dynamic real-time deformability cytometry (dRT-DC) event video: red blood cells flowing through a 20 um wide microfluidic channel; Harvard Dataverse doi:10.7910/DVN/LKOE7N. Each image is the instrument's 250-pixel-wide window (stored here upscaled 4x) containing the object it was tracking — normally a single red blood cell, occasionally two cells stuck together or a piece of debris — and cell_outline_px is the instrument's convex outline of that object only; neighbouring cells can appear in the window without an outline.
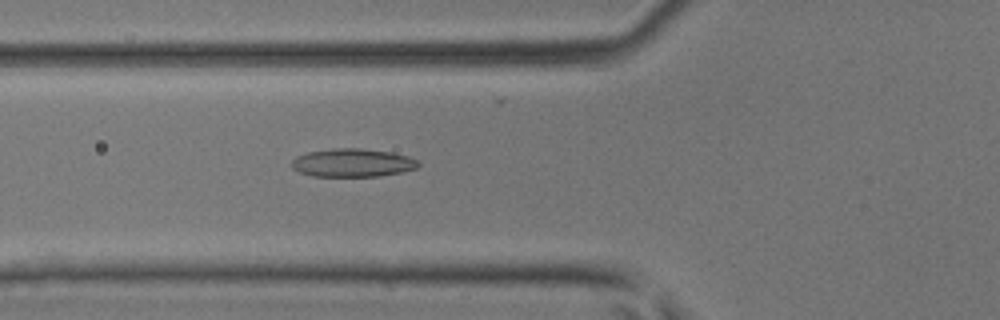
{"species": "common noctule bat (a hibernating species)", "species_latin": "Nyctalus noctula", "temperature_condition": "room temperature", "stored_images_in_passage": 49, "camera_frame_rate_fps": 3000, "um_per_image_px": 0.085, "animal": {"sex": "male", "body_mass_g": 17.9, "forearm_length_mm": 54.2}, "frame": {"image": 1, "passage_image": 19, "time_ms": 6.0, "image_size_px": [1000, 320], "cell_outline_px": [[420, 164], [416, 168], [400, 172], [380, 176], [312, 176], [300, 172], [292, 168], [292, 160], [296, 156], [308, 152], [332, 148], [360, 148], [392, 152], [408, 156], [420, 160]], "centroid_in_image_um": [29.98, 13.83], "position_along_channel_um": 95.8, "area_um2": 20.92}}
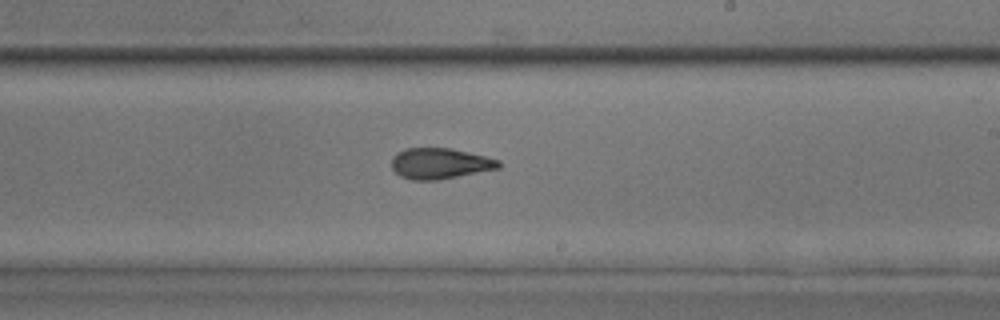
{"frame": {"image": 2, "passage_image": 30, "time_ms": 9.667, "image_size_px": [1000, 320], "cell_outline_px": [[500, 168], [436, 180], [412, 180], [400, 176], [392, 168], [392, 156], [396, 152], [404, 148], [452, 148], [500, 160]], "centroid_in_image_um": [37.36, 13.89], "position_along_channel_um": 251.6, "area_um2": 19.19}}
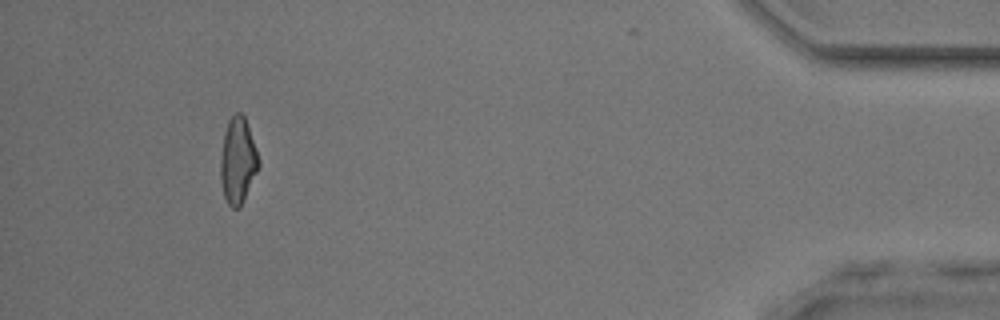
{"frame": {"image": 3, "passage_image": 46, "time_ms": 15.0, "image_size_px": [1000, 320], "cell_outline_px": [[260, 164], [244, 200], [240, 208], [232, 208], [228, 204], [224, 196], [220, 180], [220, 156], [224, 132], [228, 120], [236, 112], [240, 112], [244, 116], [260, 160]], "centroid_in_image_um": [20.2, 13.67], "position_along_channel_um": 415.0, "area_um2": 19.13}, "authors_computed_cell_mechanics": {"area_um2": 19.652, "velocity_mm_per_s": 4.2528, "shape_relaxation_time_tau1_ms": 5.7339, "shape_relaxation_time_tau2_ms": 2.4828, "deformation_change_tau1": 0.1501, "deformation_change_tau2": 0.1102}}